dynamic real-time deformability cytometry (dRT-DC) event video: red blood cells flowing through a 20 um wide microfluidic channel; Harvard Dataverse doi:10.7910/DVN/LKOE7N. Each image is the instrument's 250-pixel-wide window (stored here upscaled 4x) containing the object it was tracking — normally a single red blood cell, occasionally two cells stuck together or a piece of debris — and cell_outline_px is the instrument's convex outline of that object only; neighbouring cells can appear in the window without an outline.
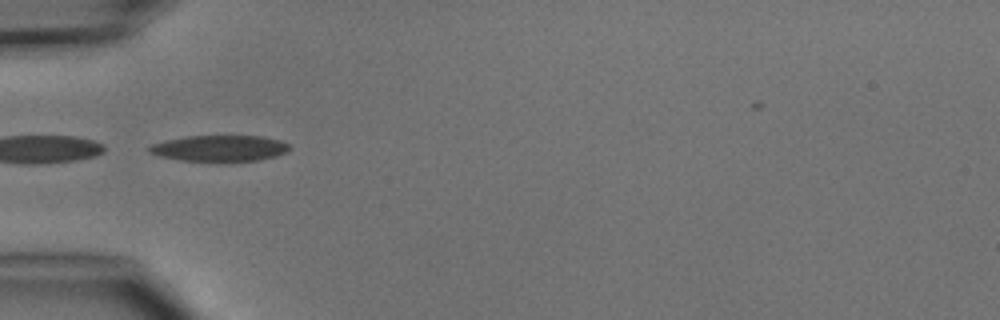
{"species": "common noctule bat (a hibernating species)", "species_latin": "Nyctalus noctula", "temperature_condition": "cold", "stored_images_in_passage": 3, "camera_frame_rate_fps": 3000, "um_per_image_px": 0.085, "animal": {"sex": "male", "body_mass_g": 15.6}, "frame": {"image": 1, "passage_image": 3, "time_ms": 2.0, "image_size_px": [1000, 320], "cell_outline_px": [[288, 152], [276, 156], [260, 160], [228, 164], [220, 164], [180, 160], [160, 156], [148, 152], [144, 148], [152, 144], [164, 140], [188, 136], [264, 136], [280, 140], [288, 144]], "centroid_in_image_um": [18.64, 12.65], "position_along_channel_um": 66.4, "area_um2": 22.37}}